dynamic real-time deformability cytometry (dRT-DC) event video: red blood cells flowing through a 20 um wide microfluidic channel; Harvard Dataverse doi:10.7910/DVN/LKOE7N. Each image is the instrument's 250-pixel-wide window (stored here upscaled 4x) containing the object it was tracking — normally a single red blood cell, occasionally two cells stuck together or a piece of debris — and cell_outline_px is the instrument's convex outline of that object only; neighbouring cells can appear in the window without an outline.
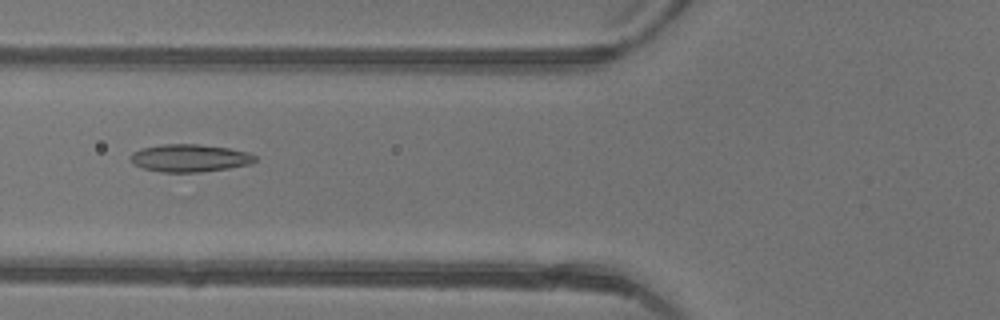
{"species": "common noctule bat (a hibernating species)", "species_latin": "Nyctalus noctula", "temperature_condition": "warm", "stored_images_in_passage": 43, "camera_frame_rate_fps": 3000, "um_per_image_px": 0.085, "animal": {"sex": "female"}, "frame": {"image": 1, "passage_image": 15, "time_ms": 4.667, "image_size_px": [1000, 320], "cell_outline_px": [[256, 160], [252, 164], [228, 168], [200, 172], [160, 172], [144, 168], [132, 164], [128, 156], [132, 152], [140, 148], [160, 144], [200, 144], [228, 148], [248, 152], [256, 156]], "centroid_in_image_um": [16.09, 13.43], "position_along_channel_um": 109.7, "area_um2": 20.29}}
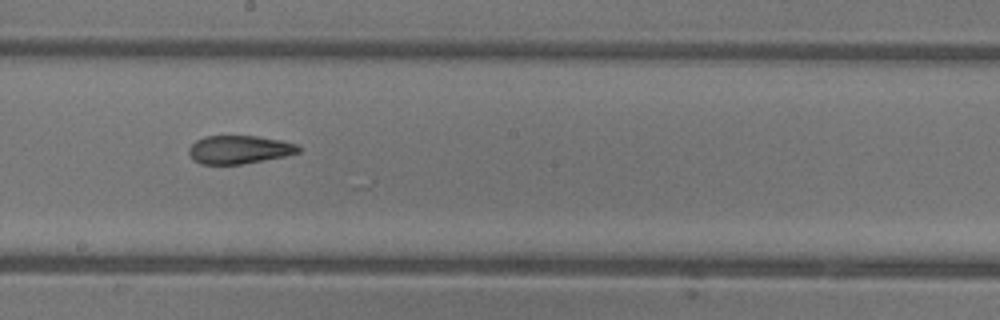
{"frame": {"image": 2, "passage_image": 23, "time_ms": 7.333, "image_size_px": [1000, 320], "cell_outline_px": [[300, 152], [284, 156], [240, 164], [200, 164], [192, 160], [188, 152], [188, 148], [196, 140], [204, 136], [256, 136], [284, 140], [300, 144]], "centroid_in_image_um": [20.33, 12.7], "position_along_channel_um": 227.9, "area_um2": 18.21}}
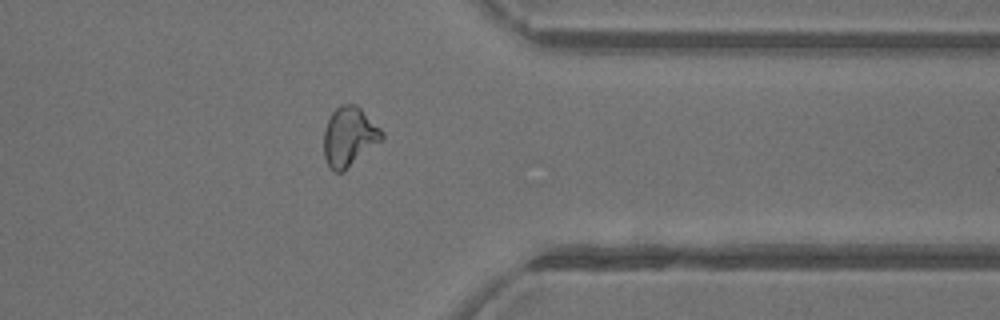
{"frame": {"image": 3, "passage_image": 34, "time_ms": 11.0, "image_size_px": [1000, 320], "cell_outline_px": [[384, 140], [344, 172], [336, 172], [328, 164], [324, 156], [324, 128], [332, 112], [340, 104], [356, 104], [384, 132]], "centroid_in_image_um": [29.71, 11.63], "position_along_channel_um": 381.7, "area_um2": 20.29}, "authors_computed_cell_mechanics": {"area_um2": 19.5364, "velocity_mm_per_s": 4.4337, "shape_relaxation_time_tau1_ms": 4.4379, "shape_relaxation_time_tau2_ms": 2.4683, "deformation_change_tau1": 0.16, "deformation_change_tau2": 0.1118}}